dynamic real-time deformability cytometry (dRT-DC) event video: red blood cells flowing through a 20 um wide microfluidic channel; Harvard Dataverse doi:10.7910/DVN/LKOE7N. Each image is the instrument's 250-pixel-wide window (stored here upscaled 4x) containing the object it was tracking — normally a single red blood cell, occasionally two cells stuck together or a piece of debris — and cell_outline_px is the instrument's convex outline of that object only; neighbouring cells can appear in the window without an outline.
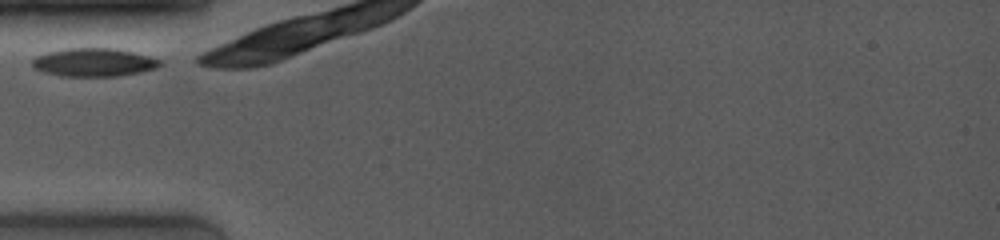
{"species": "common noctule bat (a hibernating species)", "species_latin": "Nyctalus noctula", "temperature_condition": "room temperature", "stored_images_in_passage": 9, "camera_frame_rate_fps": 4000, "um_per_image_px": 0.085, "animal": {"sex": "female", "body_mass_g": 19.0, "forearm_length_mm": 53.3}, "frame": {"image": 1, "passage_image": 1, "time_ms": 0.0, "image_size_px": [1000, 240], "cell_outline_px": [[164, 64], [156, 68], [140, 72], [120, 76], [64, 76], [44, 72], [36, 68], [32, 64], [32, 60], [36, 56], [48, 52], [68, 48], [116, 48], [164, 60]], "centroid_in_image_um": [8.04, 5.3], "position_along_channel_um": 77.0, "area_um2": 21.04}}